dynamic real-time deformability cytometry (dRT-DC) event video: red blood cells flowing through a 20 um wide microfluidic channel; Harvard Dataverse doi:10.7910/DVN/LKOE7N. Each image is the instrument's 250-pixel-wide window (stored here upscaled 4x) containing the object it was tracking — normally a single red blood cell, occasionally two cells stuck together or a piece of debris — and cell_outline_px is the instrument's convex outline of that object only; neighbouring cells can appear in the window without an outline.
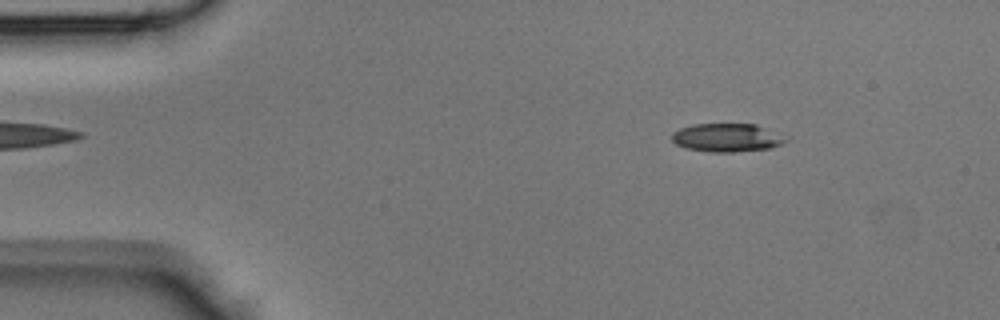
{"species": "Egyptian fruit bat (a non-hibernating species)", "species_latin": "Rousettus aegyptiacus", "temperature_condition": "room temperature", "stored_images_in_passage": 44, "camera_frame_rate_fps": 3000, "um_per_image_px": 0.085, "animal": {"sex": "male"}, "frame": {"image": 1, "passage_image": 6, "time_ms": 1.667, "image_size_px": [1000, 320], "cell_outline_px": [[792, 140], [768, 148], [732, 152], [708, 152], [684, 148], [676, 144], [672, 140], [672, 132], [680, 128], [692, 124], [756, 124], [788, 136]], "centroid_in_image_um": [61.81, 11.69], "position_along_channel_um": 23.2, "area_um2": 19.07}}
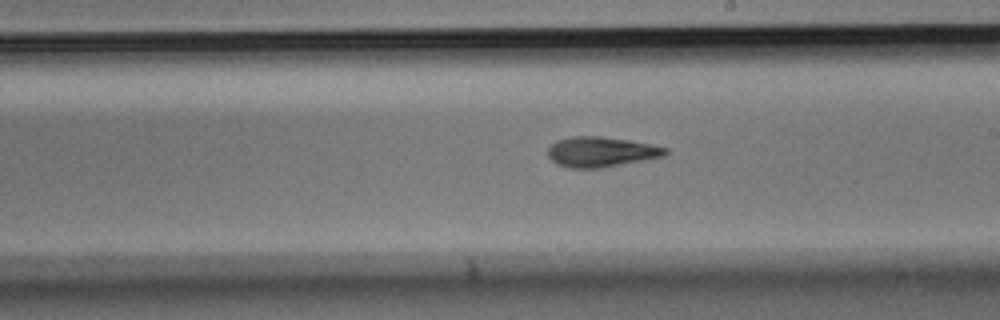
{"frame": {"image": 2, "passage_image": 25, "time_ms": 8.0, "image_size_px": [1000, 320], "cell_outline_px": [[668, 152], [664, 156], [644, 160], [600, 168], [568, 168], [556, 164], [548, 156], [548, 148], [556, 140], [572, 136], [600, 136], [628, 140], [668, 148]], "centroid_in_image_um": [51.06, 12.91], "position_along_channel_um": 237.9, "area_um2": 20.58}}
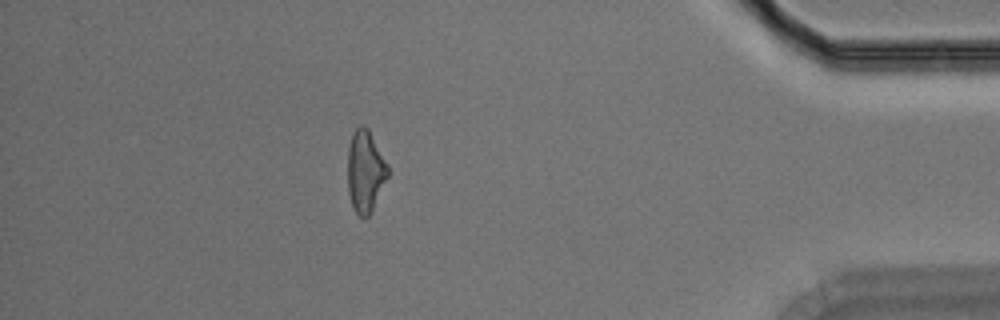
{"frame": {"image": 3, "passage_image": 39, "time_ms": 12.667, "image_size_px": [1000, 320], "cell_outline_px": [[388, 176], [372, 212], [364, 220], [356, 212], [352, 204], [348, 192], [348, 148], [352, 132], [360, 124], [364, 124], [368, 128], [388, 164]], "centroid_in_image_um": [31.05, 14.55], "position_along_channel_um": 404.1, "area_um2": 19.36}}